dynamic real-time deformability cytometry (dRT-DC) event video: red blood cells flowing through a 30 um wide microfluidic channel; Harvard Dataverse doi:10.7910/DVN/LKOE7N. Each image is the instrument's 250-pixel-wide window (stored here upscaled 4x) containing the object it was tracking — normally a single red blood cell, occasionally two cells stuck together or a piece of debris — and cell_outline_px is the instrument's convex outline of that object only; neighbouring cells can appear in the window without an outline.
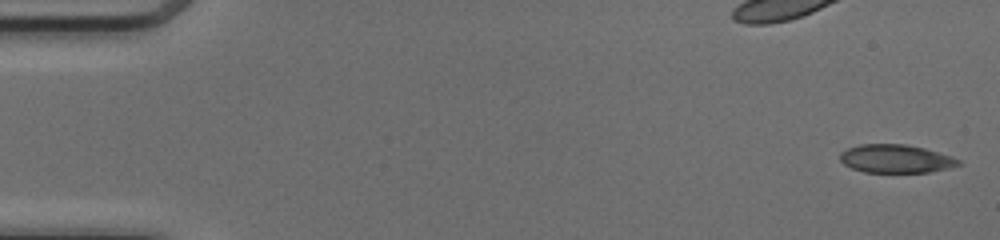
{"species": "common noctule bat (a hibernating species)", "species_latin": "Nyctalus noctula", "temperature_condition": "cold", "stored_images_in_passage": 50, "camera_frame_rate_fps": 3000, "um_per_image_px": 0.085, "animal": {"sex": "female", "body_mass_g": 17.0, "forearm_length_mm": 48.0}, "frame": {"image": 1, "passage_image": 1, "time_ms": 0.0, "image_size_px": [1000, 240], "cell_outline_px": [[960, 164], [948, 168], [928, 172], [864, 172], [852, 168], [844, 164], [840, 160], [840, 152], [848, 148], [860, 144], [904, 144], [924, 148], [952, 156], [960, 160]], "centroid_in_image_um": [76.13, 13.49], "position_along_channel_um": 8.9, "area_um2": 19.42}}
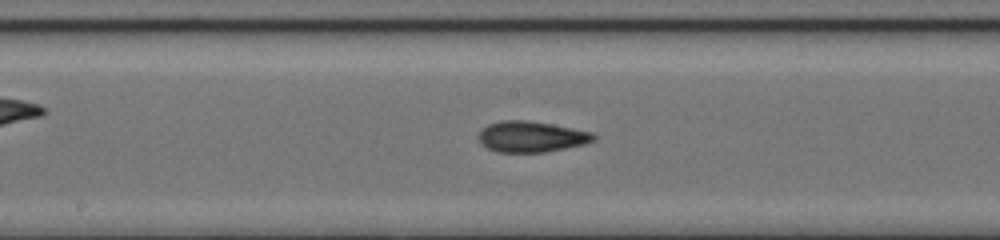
{"frame": {"image": 2, "passage_image": 26, "time_ms": 8.333, "image_size_px": [1000, 240], "cell_outline_px": [[596, 140], [584, 144], [544, 152], [496, 152], [480, 144], [476, 136], [488, 124], [500, 120], [524, 120], [552, 124], [592, 132], [596, 136]], "centroid_in_image_um": [45.13, 11.62], "position_along_channel_um": 203.1, "area_um2": 20.75}}
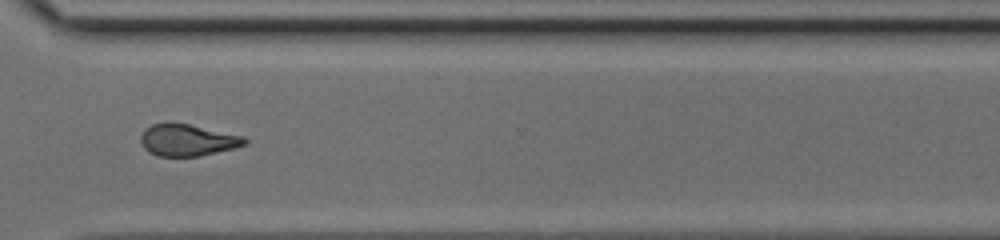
{"frame": {"image": 3, "passage_image": 37, "time_ms": 12.0, "image_size_px": [1000, 240], "cell_outline_px": [[248, 144], [236, 148], [200, 156], [160, 156], [148, 152], [144, 148], [140, 140], [140, 136], [144, 128], [152, 124], [188, 124], [244, 136], [248, 140]], "centroid_in_image_um": [15.96, 11.92], "position_along_channel_um": 354.6, "area_um2": 19.19}, "authors_computed_cell_mechanics": {"area_um2": 20.3456, "velocity_mm_per_s": 4.1484, "shape_relaxation_time_tau1_ms": 7.03, "shape_relaxation_time_tau2_ms": 2.8038, "deformation_change_tau1": 0.1746, "deformation_change_tau2": 0.0837}}